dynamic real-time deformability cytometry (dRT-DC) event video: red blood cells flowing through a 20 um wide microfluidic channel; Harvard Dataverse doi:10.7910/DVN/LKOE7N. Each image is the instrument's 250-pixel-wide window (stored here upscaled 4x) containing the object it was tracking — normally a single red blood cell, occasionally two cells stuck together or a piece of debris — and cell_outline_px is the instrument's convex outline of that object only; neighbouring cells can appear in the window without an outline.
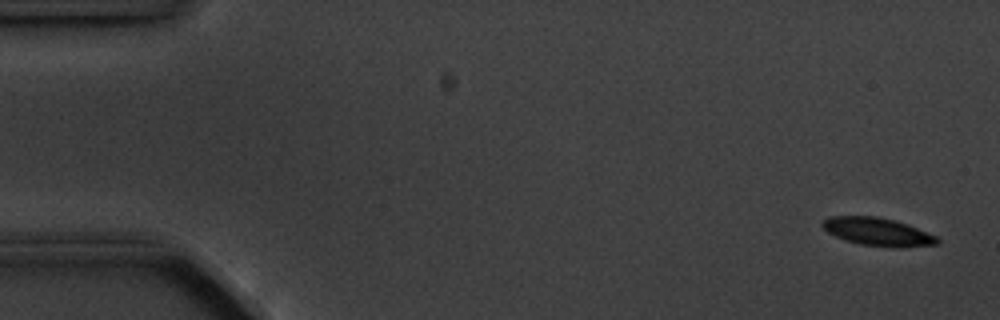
{"species": "common noctule bat (a hibernating species)", "species_latin": "Nyctalus noctula", "temperature_condition": "cold", "stored_images_in_passage": 5, "camera_frame_rate_fps": 3000, "um_per_image_px": 0.085, "animal": {"sex": "male", "body_mass_g": 20.1, "forearm_length_mm": 53.5}, "frame": {"image": 1, "passage_image": 1, "time_ms": 0.0, "image_size_px": [1000, 320], "cell_outline_px": [[940, 244], [896, 248], [892, 248], [860, 244], [844, 240], [828, 232], [820, 224], [820, 220], [828, 216], [876, 216], [896, 220], [908, 224], [936, 236], [940, 240]], "centroid_in_image_um": [74.59, 19.7], "position_along_channel_um": 10.4, "area_um2": 19.02}}
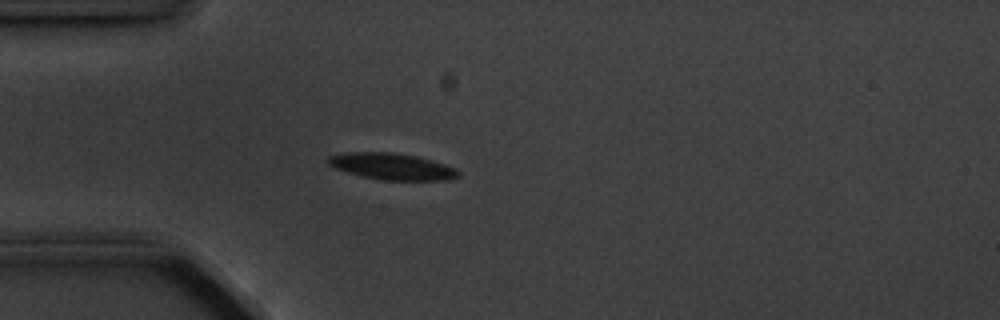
{"frame": {"image": 2, "passage_image": 4, "time_ms": 4.333, "image_size_px": [1000, 320], "cell_outline_px": [[460, 176], [448, 180], [384, 180], [364, 176], [348, 172], [336, 168], [328, 164], [324, 160], [328, 156], [344, 152], [392, 152], [416, 156], [432, 160], [456, 168], [460, 172]], "centroid_in_image_um": [33.31, 14.14], "position_along_channel_um": 51.7, "area_um2": 20.11}}